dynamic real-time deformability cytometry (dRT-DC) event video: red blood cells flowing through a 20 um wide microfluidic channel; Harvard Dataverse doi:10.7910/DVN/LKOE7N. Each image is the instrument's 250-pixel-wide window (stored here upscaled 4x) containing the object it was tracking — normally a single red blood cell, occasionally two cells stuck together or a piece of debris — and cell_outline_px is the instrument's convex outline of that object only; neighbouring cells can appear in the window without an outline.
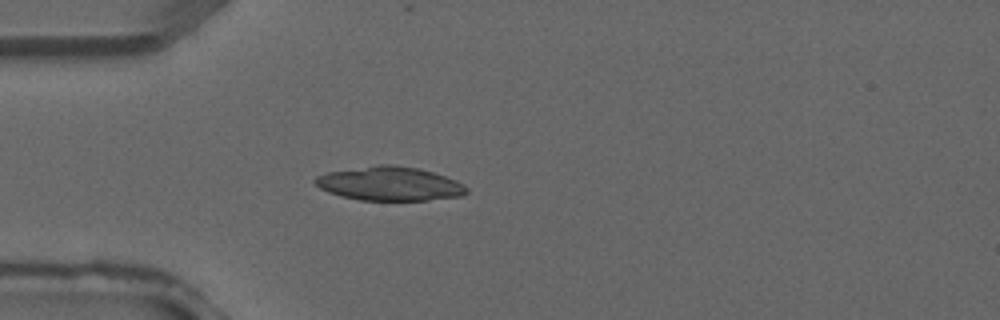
{"species": "common noctule bat (a hibernating species)", "species_latin": "Nyctalus noctula", "temperature_condition": "warm", "stored_images_in_passage": 3, "camera_frame_rate_fps": 3000, "um_per_image_px": 0.085, "animal": {"sex": "male", "forearm_length_mm": 52.5}, "frame": {"image": 1, "passage_image": 3, "time_ms": 0.667, "image_size_px": [1000, 320], "cell_outline_px": [[468, 192], [464, 196], [428, 200], [360, 200], [340, 196], [328, 192], [320, 188], [312, 180], [316, 176], [328, 172], [380, 164], [392, 164], [416, 168], [432, 172], [456, 180], [464, 184], [468, 188]], "centroid_in_image_um": [33.13, 15.62], "position_along_channel_um": 51.9, "area_um2": 30.0}}